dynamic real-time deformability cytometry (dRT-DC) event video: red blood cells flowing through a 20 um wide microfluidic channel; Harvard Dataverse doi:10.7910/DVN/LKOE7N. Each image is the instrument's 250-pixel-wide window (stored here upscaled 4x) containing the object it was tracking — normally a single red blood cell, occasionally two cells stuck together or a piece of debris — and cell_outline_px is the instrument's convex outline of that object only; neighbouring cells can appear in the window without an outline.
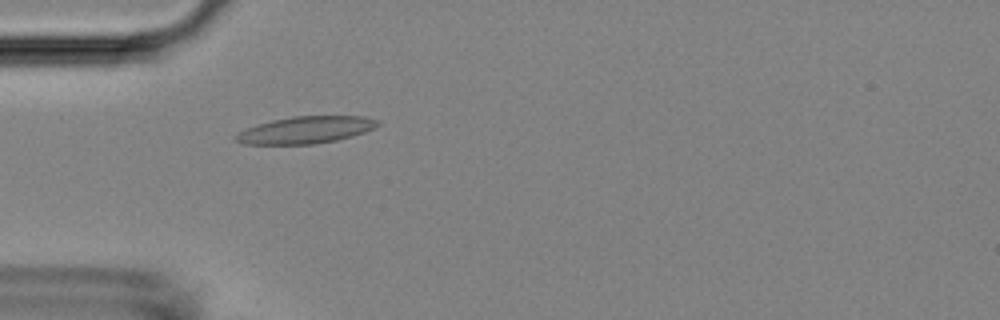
{"species": "Egyptian fruit bat (a non-hibernating species)", "species_latin": "Rousettus aegyptiacus", "temperature_condition": "room temperature", "stored_images_in_passage": 53, "camera_frame_rate_fps": 3000, "um_per_image_px": 0.085, "animal": {"sex": "female"}, "frame": {"image": 1, "passage_image": 16, "time_ms": 5.0, "image_size_px": [1000, 320], "cell_outline_px": [[380, 124], [376, 128], [352, 136], [336, 140], [316, 144], [240, 144], [232, 136], [256, 124], [272, 120], [292, 116], [364, 116], [380, 120]], "centroid_in_image_um": [26.0, 11.04], "position_along_channel_um": 59.0, "area_um2": 22.48}}
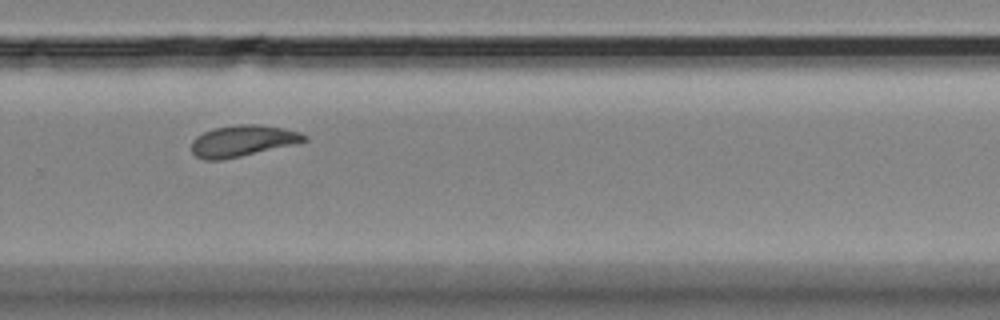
{"frame": {"image": 2, "passage_image": 36, "time_ms": 11.667, "image_size_px": [1000, 320], "cell_outline_px": [[308, 140], [300, 144], [220, 160], [204, 160], [196, 156], [192, 152], [192, 140], [196, 136], [212, 128], [236, 124], [256, 124], [284, 128], [300, 132], [308, 136]], "centroid_in_image_um": [20.67, 11.97], "position_along_channel_um": 309.1, "area_um2": 20.87}}
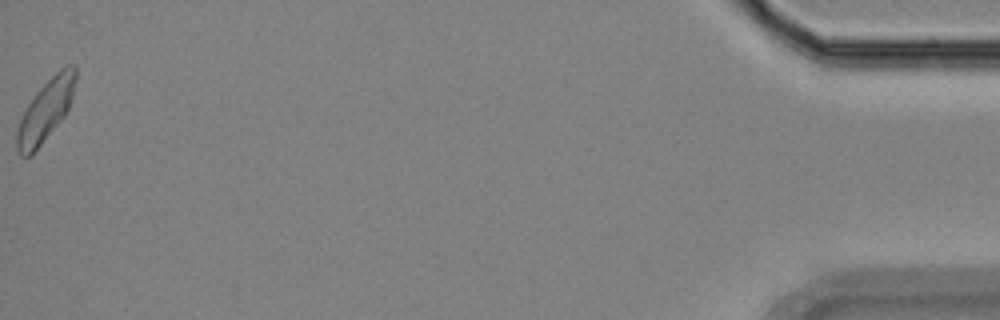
{"frame": {"image": 3, "passage_image": 53, "time_ms": 17.333, "image_size_px": [1000, 320], "cell_outline_px": [[76, 80], [72, 96], [68, 108], [64, 116], [32, 156], [20, 156], [16, 152], [16, 132], [20, 120], [28, 104], [36, 92], [64, 64], [76, 64]], "centroid_in_image_um": [3.87, 9.39], "position_along_channel_um": 431.3, "area_um2": 21.04}, "authors_computed_cell_mechanics": {"area_um2": 20.6346, "velocity_mm_per_s": 3.8048, "shape_relaxation_time_tau1_ms": 6.8131, "shape_relaxation_time_tau2_ms": 2.3766, "deformation_change_tau1": 0.1785, "deformation_change_tau2": 0.0772}}